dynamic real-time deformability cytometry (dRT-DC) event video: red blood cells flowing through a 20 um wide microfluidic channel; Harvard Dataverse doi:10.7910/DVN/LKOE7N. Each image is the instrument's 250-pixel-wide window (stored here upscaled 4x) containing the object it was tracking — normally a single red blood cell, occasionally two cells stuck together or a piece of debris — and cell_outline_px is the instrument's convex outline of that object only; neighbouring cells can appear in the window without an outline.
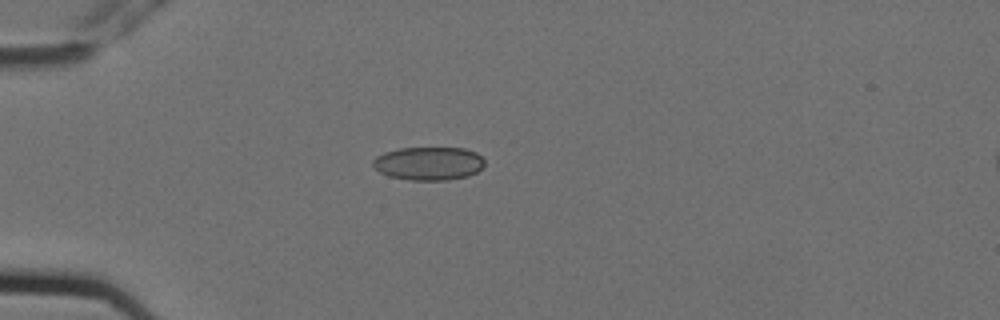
{"species": "Egyptian fruit bat (a non-hibernating species)", "species_latin": "Rousettus aegyptiacus", "temperature_condition": "cold", "stored_images_in_passage": 12, "camera_frame_rate_fps": 3000, "um_per_image_px": 0.085, "animal": {"sex": "female"}, "frame": {"image": 1, "passage_image": 3, "time_ms": 0.667, "image_size_px": [1000, 320], "cell_outline_px": [[484, 164], [476, 172], [468, 176], [448, 180], [408, 180], [388, 176], [380, 172], [372, 164], [372, 160], [376, 156], [384, 152], [400, 148], [464, 148], [476, 152], [484, 160]], "centroid_in_image_um": [36.42, 13.89], "position_along_channel_um": 48.6, "area_um2": 21.73}}
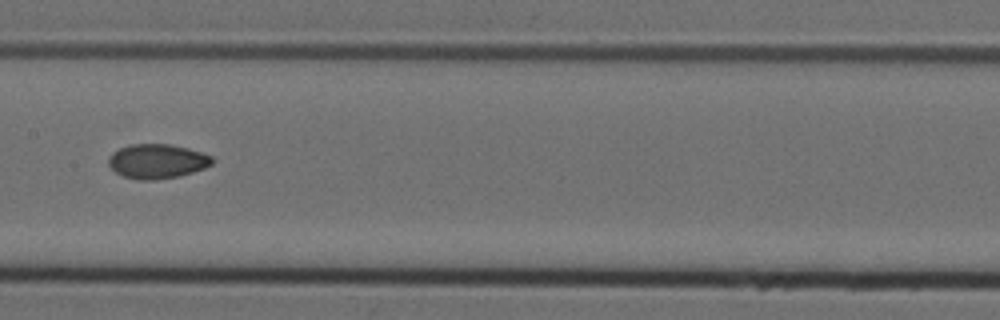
{"frame": {"image": 2, "passage_image": 7, "time_ms": 2.0, "image_size_px": [1000, 320], "cell_outline_px": [[216, 160], [212, 164], [204, 168], [180, 176], [152, 180], [136, 180], [124, 176], [116, 172], [108, 164], [108, 156], [112, 152], [120, 148], [132, 144], [168, 144], [188, 148], [212, 156]], "centroid_in_image_um": [13.36, 13.71], "position_along_channel_um": 194.0, "area_um2": 20.87}}
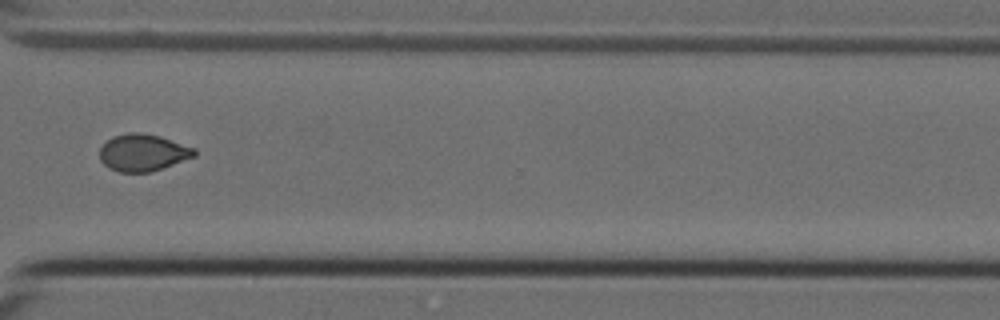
{"frame": {"image": 3, "passage_image": 11, "time_ms": 3.333, "image_size_px": [1000, 320], "cell_outline_px": [[196, 156], [152, 172], [120, 172], [108, 168], [100, 160], [100, 148], [112, 136], [128, 132], [140, 132], [160, 136], [196, 148]], "centroid_in_image_um": [12.16, 12.97], "position_along_channel_um": 358.4, "area_um2": 20.58}}